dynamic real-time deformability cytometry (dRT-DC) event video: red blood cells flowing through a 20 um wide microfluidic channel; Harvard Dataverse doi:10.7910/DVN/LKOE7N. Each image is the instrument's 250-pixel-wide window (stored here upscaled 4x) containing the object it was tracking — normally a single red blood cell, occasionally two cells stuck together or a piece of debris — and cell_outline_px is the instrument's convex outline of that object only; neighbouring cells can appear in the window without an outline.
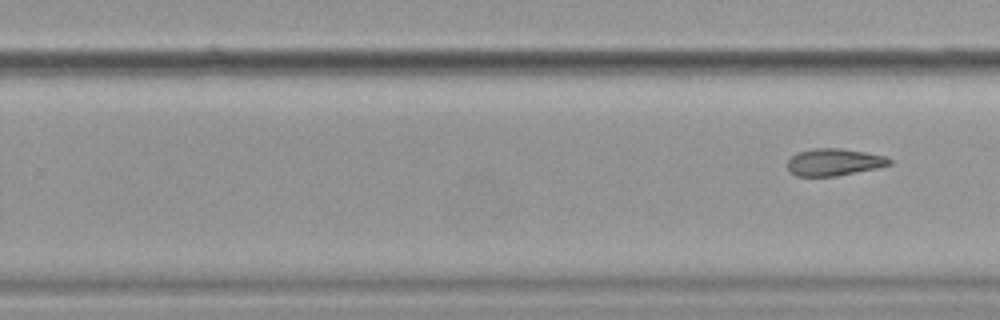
{"species": "common noctule bat (a hibernating species)", "species_latin": "Nyctalus noctula", "temperature_condition": "cold", "stored_images_in_passage": 11, "segment_of_instrument_passage": [2, 2], "camera_frame_rate_fps": 3000, "um_per_image_px": 0.085, "animal": {"sex": "female", "body_mass_g": 19.9}, "frame": {"image": 1, "passage_image": 11, "time_ms": 13.0, "image_size_px": [1000, 320], "cell_outline_px": [[892, 164], [876, 168], [836, 176], [796, 176], [788, 172], [788, 160], [796, 152], [816, 148], [840, 148], [864, 152], [884, 156], [892, 160]], "centroid_in_image_um": [70.86, 13.78], "position_along_channel_um": 258.9, "area_um2": 16.07}}